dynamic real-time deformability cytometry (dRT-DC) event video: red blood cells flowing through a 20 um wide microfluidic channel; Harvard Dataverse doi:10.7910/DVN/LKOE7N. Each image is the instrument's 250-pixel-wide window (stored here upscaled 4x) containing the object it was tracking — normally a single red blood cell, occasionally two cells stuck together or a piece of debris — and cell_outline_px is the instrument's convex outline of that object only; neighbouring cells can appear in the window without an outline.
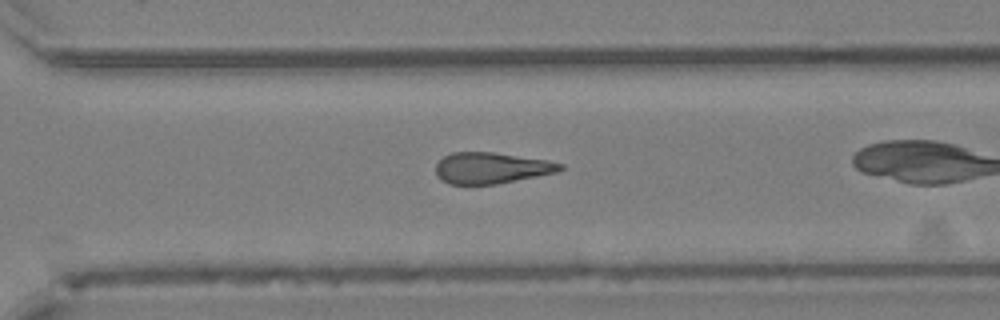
{"species": "Egyptian fruit bat (a non-hibernating species)", "species_latin": "Rousettus aegyptiacus", "temperature_condition": "cold", "stored_images_in_passage": 30, "camera_frame_rate_fps": 3000, "um_per_image_px": 0.085, "animal": {"sex": "female"}, "frame": {"image": 1, "passage_image": 21, "time_ms": 6.667, "image_size_px": [1000, 320], "cell_outline_px": [[564, 168], [556, 172], [496, 184], [448, 184], [440, 180], [436, 176], [436, 164], [444, 156], [452, 152], [492, 152], [548, 160], [564, 164]], "centroid_in_image_um": [41.73, 14.28], "position_along_channel_um": 328.9, "area_um2": 22.54}}